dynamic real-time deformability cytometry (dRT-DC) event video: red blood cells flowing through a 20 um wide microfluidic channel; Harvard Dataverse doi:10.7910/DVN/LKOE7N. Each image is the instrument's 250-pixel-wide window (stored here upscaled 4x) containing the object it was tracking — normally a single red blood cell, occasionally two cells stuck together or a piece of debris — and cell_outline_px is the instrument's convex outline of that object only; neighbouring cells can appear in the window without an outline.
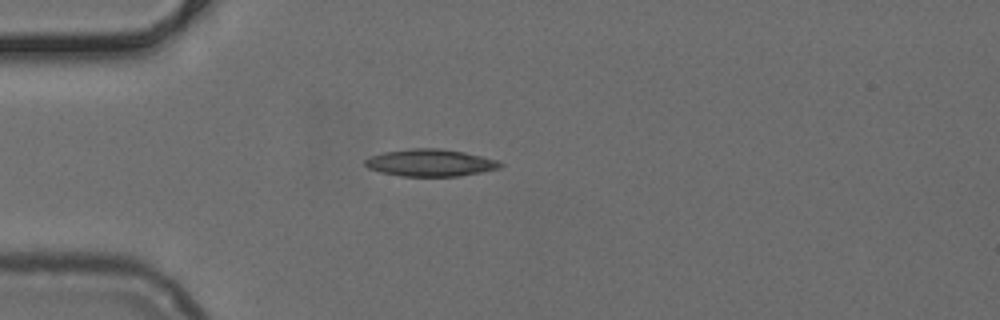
{"species": "common noctule bat (a hibernating species)", "species_latin": "Nyctalus noctula", "temperature_condition": "cold", "stored_images_in_passage": 47, "camera_frame_rate_fps": 3000, "um_per_image_px": 0.085, "animal": {"sex": "female", "body_mass_g": 24.6, "forearm_length_mm": 56.2}, "frame": {"image": 1, "passage_image": 13, "time_ms": 4.0, "image_size_px": [1000, 320], "cell_outline_px": [[504, 164], [500, 168], [460, 176], [400, 176], [380, 172], [368, 168], [364, 164], [364, 160], [372, 156], [384, 152], [412, 148], [440, 148], [464, 152], [496, 160]], "centroid_in_image_um": [36.56, 13.83], "position_along_channel_um": 48.4, "area_um2": 21.27}}
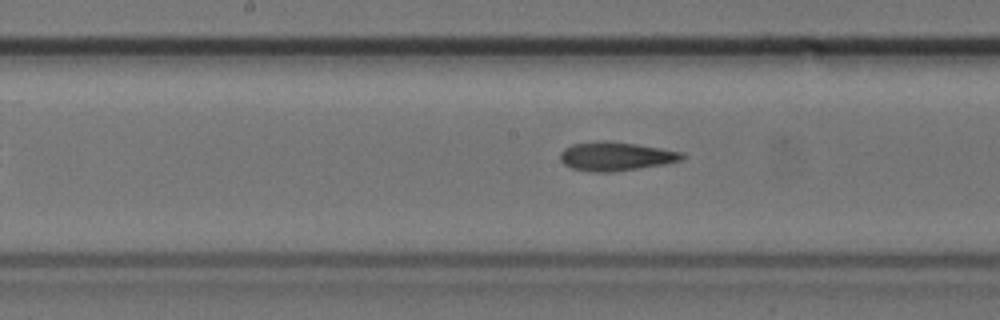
{"frame": {"image": 2, "passage_image": 25, "time_ms": 8.0, "image_size_px": [1000, 320], "cell_outline_px": [[684, 156], [680, 160], [664, 164], [612, 172], [592, 172], [572, 168], [564, 164], [560, 160], [560, 152], [564, 148], [572, 144], [596, 140], [608, 140], [636, 144], [684, 152]], "centroid_in_image_um": [52.3, 13.27], "position_along_channel_um": 195.9, "area_um2": 20.52}}
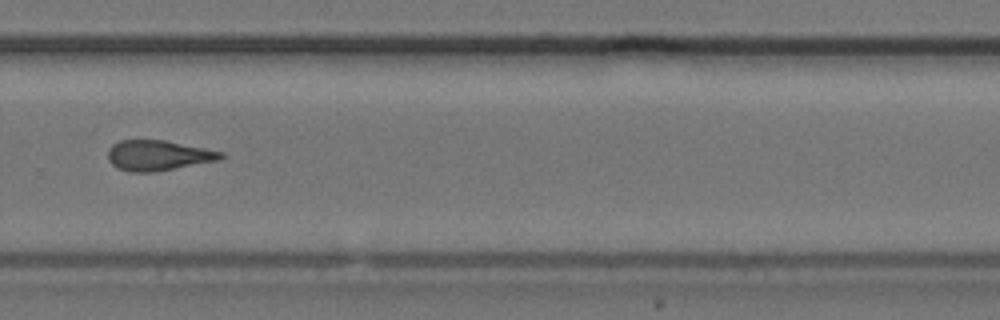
{"frame": {"image": 3, "passage_image": 34, "time_ms": 11.0, "image_size_px": [1000, 320], "cell_outline_px": [[228, 156], [220, 160], [156, 172], [128, 172], [116, 168], [108, 160], [108, 148], [112, 144], [120, 140], [164, 140], [224, 152]], "centroid_in_image_um": [13.45, 13.22], "position_along_channel_um": 316.3, "area_um2": 20.23}}